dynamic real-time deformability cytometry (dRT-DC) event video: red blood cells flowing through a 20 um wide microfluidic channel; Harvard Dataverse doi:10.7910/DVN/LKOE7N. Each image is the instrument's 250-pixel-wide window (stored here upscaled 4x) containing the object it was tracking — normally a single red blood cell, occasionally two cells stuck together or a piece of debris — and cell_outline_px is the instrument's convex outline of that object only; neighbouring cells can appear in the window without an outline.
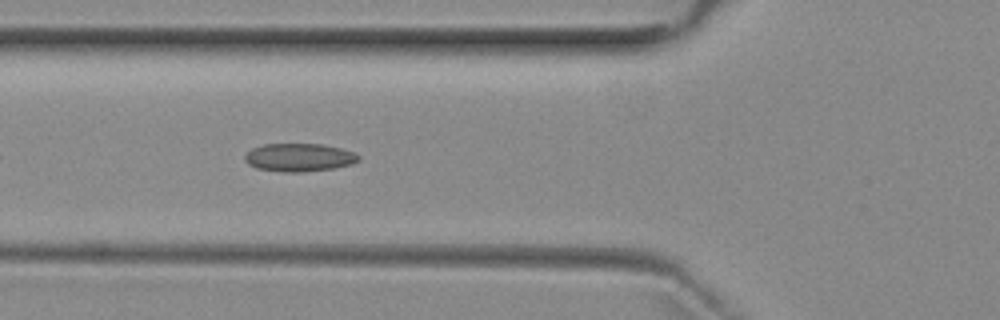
{"species": "common noctule bat (a hibernating species)", "species_latin": "Nyctalus noctula", "temperature_condition": "room temperature", "stored_images_in_passage": 6, "camera_frame_rate_fps": 3000, "um_per_image_px": 0.085, "animal": {"sex": "female", "body_mass_g": 29.2, "forearm_length_mm": 56.3}, "frame": {"image": 1, "passage_image": 5, "time_ms": 4.667, "image_size_px": [1000, 320], "cell_outline_px": [[360, 160], [352, 164], [332, 168], [300, 172], [284, 172], [256, 168], [248, 164], [244, 160], [244, 156], [252, 148], [264, 144], [324, 144], [356, 152], [360, 156]], "centroid_in_image_um": [25.44, 13.37], "position_along_channel_um": 100.4, "area_um2": 18.67}}
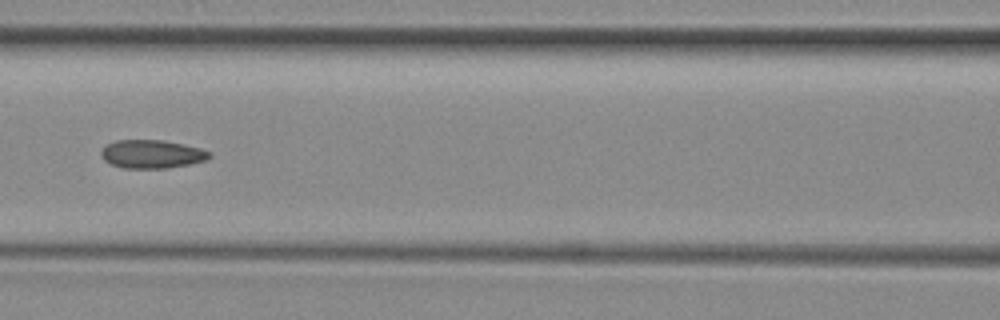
{"frame": {"image": 2, "passage_image": 6, "time_ms": 6.0, "image_size_px": [1000, 320], "cell_outline_px": [[212, 156], [204, 160], [188, 164], [168, 168], [124, 168], [112, 164], [104, 160], [100, 152], [108, 144], [116, 140], [160, 140], [184, 144], [200, 148], [212, 152]], "centroid_in_image_um": [12.92, 13.09], "position_along_channel_um": 153.7, "area_um2": 17.74}}